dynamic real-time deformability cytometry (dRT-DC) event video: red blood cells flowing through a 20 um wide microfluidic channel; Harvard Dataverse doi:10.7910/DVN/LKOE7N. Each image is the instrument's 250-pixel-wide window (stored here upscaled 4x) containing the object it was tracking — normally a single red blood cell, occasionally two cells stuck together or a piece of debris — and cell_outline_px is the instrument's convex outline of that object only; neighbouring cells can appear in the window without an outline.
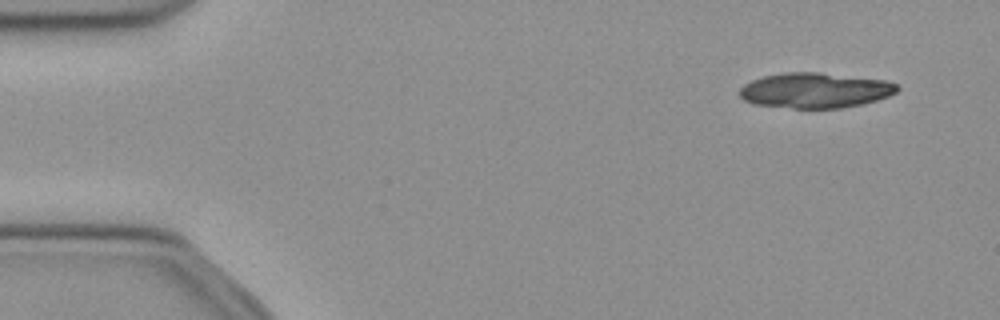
{"species": "common noctule bat (a hibernating species)", "species_latin": "Nyctalus noctula", "temperature_condition": "cold", "stored_images_in_passage": 49, "camera_frame_rate_fps": 3000, "um_per_image_px": 0.085, "animal": {"sex": "female", "body_mass_g": 21.9}, "frame": {"image": 1, "passage_image": 1, "time_ms": 0.0, "image_size_px": [1000, 320], "cell_outline_px": [[900, 88], [896, 92], [888, 96], [876, 100], [860, 104], [840, 108], [792, 108], [752, 104], [744, 100], [740, 96], [740, 88], [744, 84], [752, 80], [764, 76], [784, 72], [820, 72], [884, 80], [896, 84]], "centroid_in_image_um": [69.26, 7.68], "position_along_channel_um": 15.7, "area_um2": 32.31}}
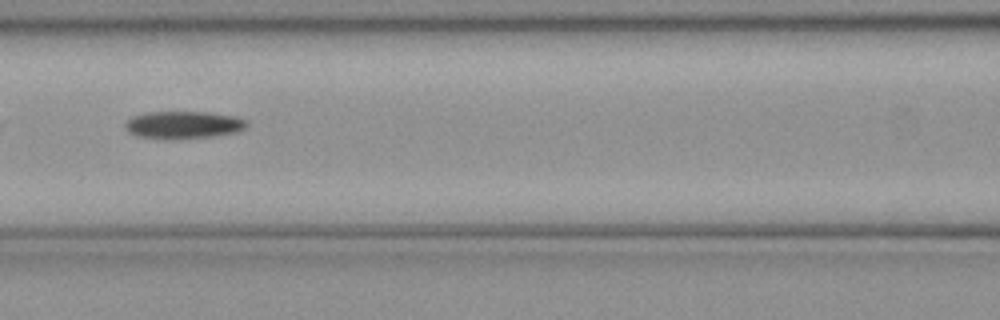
{"frame": {"image": 2, "passage_image": 20, "time_ms": 6.333, "image_size_px": [1000, 320], "cell_outline_px": [[248, 124], [244, 128], [236, 132], [212, 136], [168, 140], [164, 140], [136, 136], [128, 132], [124, 128], [124, 124], [132, 116], [148, 112], [208, 112], [236, 116], [248, 120]], "centroid_in_image_um": [15.56, 10.62], "position_along_channel_um": 151.0, "area_um2": 19.77}}
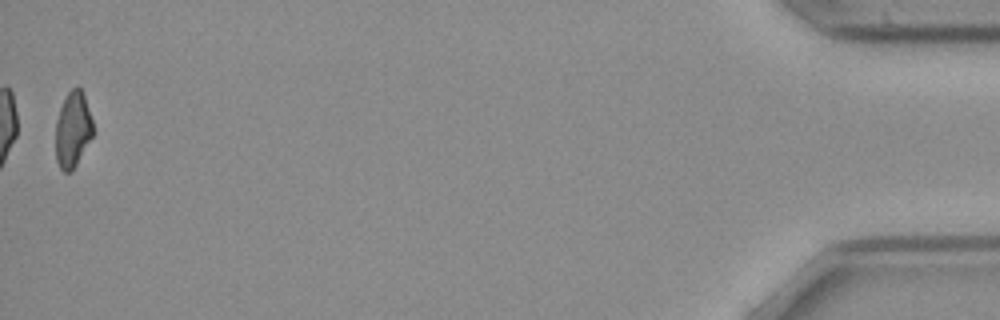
{"frame": {"image": 3, "passage_image": 49, "time_ms": 16.0, "image_size_px": [1000, 320], "cell_outline_px": [[92, 136], [72, 172], [64, 172], [60, 168], [56, 160], [56, 120], [60, 108], [68, 92], [76, 84], [80, 88], [84, 96], [92, 120]], "centroid_in_image_um": [6.17, 11.02], "position_along_channel_um": 429.0, "area_um2": 16.3}, "authors_computed_cell_mechanics": {"area_um2": 19.2474, "velocity_mm_per_s": 3.9025, "shape_relaxation_time_tau1_ms": 9.8003, "shape_relaxation_time_tau2_ms": null, "deformation_change_tau1": 0.2034, "deformation_change_tau2": null}}